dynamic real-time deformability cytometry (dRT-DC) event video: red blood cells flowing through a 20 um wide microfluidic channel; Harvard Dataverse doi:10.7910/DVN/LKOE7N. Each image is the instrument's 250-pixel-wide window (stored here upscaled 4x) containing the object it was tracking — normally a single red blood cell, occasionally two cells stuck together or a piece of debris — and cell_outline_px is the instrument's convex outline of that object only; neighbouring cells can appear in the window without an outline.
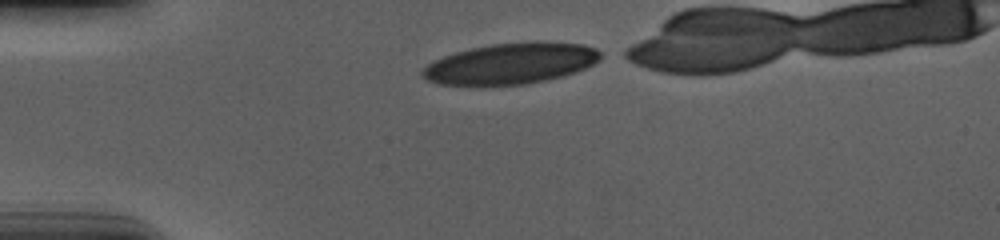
{"species": "human", "species_latin": "Homo sapiens", "temperature_condition": "cold", "stored_images_in_passage": 34, "camera_frame_rate_fps": 3000, "um_per_image_px": 0.085, "donor": {"sex": "male"}, "frame": {"image": 1, "passage_image": 1, "time_ms": 0.0, "image_size_px": [1000, 240], "cell_outline_px": [[600, 60], [576, 72], [544, 80], [524, 84], [484, 88], [436, 84], [420, 76], [420, 72], [428, 64], [444, 56], [456, 52], [472, 48], [492, 44], [536, 40], [540, 40], [584, 44], [596, 48], [600, 52]], "centroid_in_image_um": [43.37, 5.42], "position_along_channel_um": 41.6, "area_um2": 43.52}}
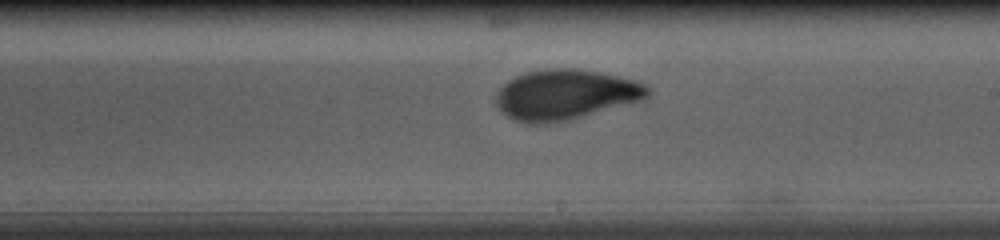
{"frame": {"image": 2, "passage_image": 20, "time_ms": 6.333, "image_size_px": [1000, 240], "cell_outline_px": [[652, 96], [644, 100], [568, 120], [548, 124], [528, 124], [512, 120], [500, 112], [492, 100], [496, 92], [508, 80], [516, 76], [528, 72], [552, 68], [568, 68], [600, 72], [636, 80], [644, 84], [652, 92]], "centroid_in_image_um": [48.03, 8.07], "position_along_channel_um": 241.0, "area_um2": 44.97}}
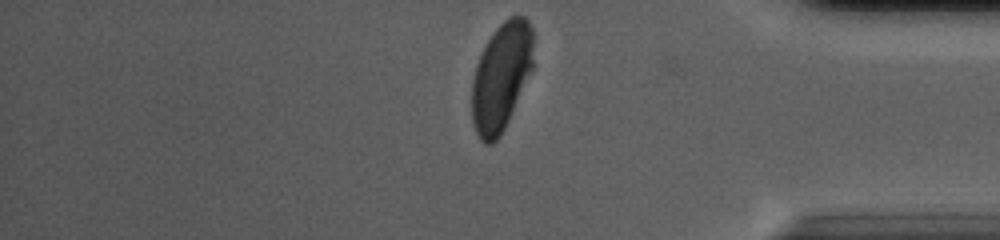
{"frame": {"image": 3, "passage_image": 34, "time_ms": 11.0, "image_size_px": [1000, 240], "cell_outline_px": [[532, 68], [508, 120], [500, 136], [492, 144], [484, 144], [480, 140], [472, 124], [472, 80], [476, 64], [488, 40], [496, 28], [508, 16], [524, 16], [528, 20], [532, 28]], "centroid_in_image_um": [42.58, 6.53], "position_along_channel_um": 392.6, "area_um2": 38.32}, "authors_computed_cell_mechanics": {"area_um2": 43.8702, "velocity_mm_per_s": 3.682, "shape_relaxation_time_tau1_ms": 4.1348, "shape_relaxation_time_tau2_ms": 1.048, "deformation_change_tau1": 0.168, "deformation_change_tau2": 0.0543}}